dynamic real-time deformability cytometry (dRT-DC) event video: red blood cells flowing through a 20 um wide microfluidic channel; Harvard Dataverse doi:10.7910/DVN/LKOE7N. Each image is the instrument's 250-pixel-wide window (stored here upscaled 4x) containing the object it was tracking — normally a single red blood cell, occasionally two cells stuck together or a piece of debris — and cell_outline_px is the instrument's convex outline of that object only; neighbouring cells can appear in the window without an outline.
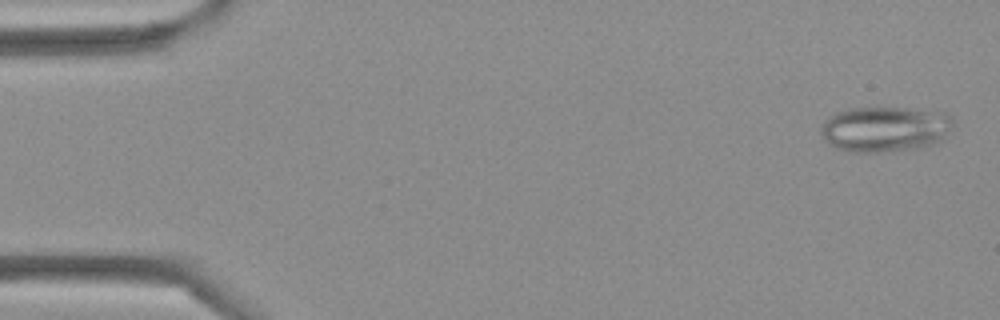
{"species": "Egyptian fruit bat (a non-hibernating species)", "species_latin": "Rousettus aegyptiacus", "temperature_condition": "cold", "stored_images_in_passage": 5, "camera_frame_rate_fps": 3000, "um_per_image_px": 0.085, "frame": {"image": 1, "passage_image": 1, "time_ms": 0.0, "image_size_px": [1000, 320], "cell_outline_px": [[952, 124], [944, 140], [936, 144], [916, 148], [880, 152], [848, 152], [836, 148], [828, 144], [824, 140], [820, 132], [820, 124], [828, 116], [836, 112], [848, 108], [904, 108], [948, 112], [952, 116]], "centroid_in_image_um": [75.2, 10.97], "position_along_channel_um": 9.8, "area_um2": 35.55}}